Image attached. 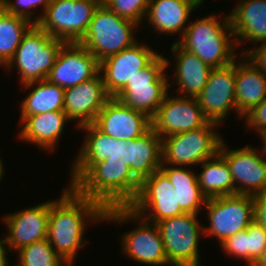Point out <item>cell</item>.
Returning <instances> with one entry per match:
<instances>
[{"mask_svg": "<svg viewBox=\"0 0 266 266\" xmlns=\"http://www.w3.org/2000/svg\"><path fill=\"white\" fill-rule=\"evenodd\" d=\"M248 264L251 266L266 249V230L255 220L247 228Z\"/></svg>", "mask_w": 266, "mask_h": 266, "instance_id": "obj_34", "label": "cell"}, {"mask_svg": "<svg viewBox=\"0 0 266 266\" xmlns=\"http://www.w3.org/2000/svg\"><path fill=\"white\" fill-rule=\"evenodd\" d=\"M34 24L0 7V62L3 67L13 58L23 36Z\"/></svg>", "mask_w": 266, "mask_h": 266, "instance_id": "obj_31", "label": "cell"}, {"mask_svg": "<svg viewBox=\"0 0 266 266\" xmlns=\"http://www.w3.org/2000/svg\"><path fill=\"white\" fill-rule=\"evenodd\" d=\"M161 165L160 170L175 188L177 206L185 213L198 215L207 198L202 194L196 172L187 166Z\"/></svg>", "mask_w": 266, "mask_h": 266, "instance_id": "obj_28", "label": "cell"}, {"mask_svg": "<svg viewBox=\"0 0 266 266\" xmlns=\"http://www.w3.org/2000/svg\"><path fill=\"white\" fill-rule=\"evenodd\" d=\"M106 220L119 224L127 223L128 221L139 223L138 228H134L120 236L122 240L121 251L128 258L138 263L152 266L169 264L157 224L146 221L129 207L105 209L104 221L106 222Z\"/></svg>", "mask_w": 266, "mask_h": 266, "instance_id": "obj_4", "label": "cell"}, {"mask_svg": "<svg viewBox=\"0 0 266 266\" xmlns=\"http://www.w3.org/2000/svg\"><path fill=\"white\" fill-rule=\"evenodd\" d=\"M112 0H96L99 5H108Z\"/></svg>", "mask_w": 266, "mask_h": 266, "instance_id": "obj_45", "label": "cell"}, {"mask_svg": "<svg viewBox=\"0 0 266 266\" xmlns=\"http://www.w3.org/2000/svg\"><path fill=\"white\" fill-rule=\"evenodd\" d=\"M162 164V138L151 128L143 136L127 141V165L142 182L160 169Z\"/></svg>", "mask_w": 266, "mask_h": 266, "instance_id": "obj_26", "label": "cell"}, {"mask_svg": "<svg viewBox=\"0 0 266 266\" xmlns=\"http://www.w3.org/2000/svg\"><path fill=\"white\" fill-rule=\"evenodd\" d=\"M110 98L99 72L95 77L64 90V112L70 121H78L77 129L92 124Z\"/></svg>", "mask_w": 266, "mask_h": 266, "instance_id": "obj_20", "label": "cell"}, {"mask_svg": "<svg viewBox=\"0 0 266 266\" xmlns=\"http://www.w3.org/2000/svg\"><path fill=\"white\" fill-rule=\"evenodd\" d=\"M241 55H244L250 60L260 71L266 75V41L261 42L258 48L250 47V50L243 51Z\"/></svg>", "mask_w": 266, "mask_h": 266, "instance_id": "obj_38", "label": "cell"}, {"mask_svg": "<svg viewBox=\"0 0 266 266\" xmlns=\"http://www.w3.org/2000/svg\"><path fill=\"white\" fill-rule=\"evenodd\" d=\"M235 62L221 68L211 70L208 81L197 96L204 116L209 120L222 124L230 111H236L235 99Z\"/></svg>", "mask_w": 266, "mask_h": 266, "instance_id": "obj_15", "label": "cell"}, {"mask_svg": "<svg viewBox=\"0 0 266 266\" xmlns=\"http://www.w3.org/2000/svg\"><path fill=\"white\" fill-rule=\"evenodd\" d=\"M220 247L224 253L229 256H234L235 258L244 260L248 263V236L247 229L236 233L223 242H221Z\"/></svg>", "mask_w": 266, "mask_h": 266, "instance_id": "obj_35", "label": "cell"}, {"mask_svg": "<svg viewBox=\"0 0 266 266\" xmlns=\"http://www.w3.org/2000/svg\"><path fill=\"white\" fill-rule=\"evenodd\" d=\"M237 47L243 41H266V0H240L229 13Z\"/></svg>", "mask_w": 266, "mask_h": 266, "instance_id": "obj_23", "label": "cell"}, {"mask_svg": "<svg viewBox=\"0 0 266 266\" xmlns=\"http://www.w3.org/2000/svg\"><path fill=\"white\" fill-rule=\"evenodd\" d=\"M7 248L0 240V266H9L7 258Z\"/></svg>", "mask_w": 266, "mask_h": 266, "instance_id": "obj_42", "label": "cell"}, {"mask_svg": "<svg viewBox=\"0 0 266 266\" xmlns=\"http://www.w3.org/2000/svg\"><path fill=\"white\" fill-rule=\"evenodd\" d=\"M192 1L198 8H200V5L203 4L204 0H190Z\"/></svg>", "mask_w": 266, "mask_h": 266, "instance_id": "obj_46", "label": "cell"}, {"mask_svg": "<svg viewBox=\"0 0 266 266\" xmlns=\"http://www.w3.org/2000/svg\"><path fill=\"white\" fill-rule=\"evenodd\" d=\"M0 7L8 14L22 17L31 22V0H0Z\"/></svg>", "mask_w": 266, "mask_h": 266, "instance_id": "obj_37", "label": "cell"}, {"mask_svg": "<svg viewBox=\"0 0 266 266\" xmlns=\"http://www.w3.org/2000/svg\"><path fill=\"white\" fill-rule=\"evenodd\" d=\"M236 59L235 99L237 115L241 119L266 98V75L244 55Z\"/></svg>", "mask_w": 266, "mask_h": 266, "instance_id": "obj_25", "label": "cell"}, {"mask_svg": "<svg viewBox=\"0 0 266 266\" xmlns=\"http://www.w3.org/2000/svg\"><path fill=\"white\" fill-rule=\"evenodd\" d=\"M2 158L0 157V181L3 179L5 168Z\"/></svg>", "mask_w": 266, "mask_h": 266, "instance_id": "obj_44", "label": "cell"}, {"mask_svg": "<svg viewBox=\"0 0 266 266\" xmlns=\"http://www.w3.org/2000/svg\"><path fill=\"white\" fill-rule=\"evenodd\" d=\"M50 201L25 208L3 217L8 234L2 243L8 251H18L22 247L47 239Z\"/></svg>", "mask_w": 266, "mask_h": 266, "instance_id": "obj_18", "label": "cell"}, {"mask_svg": "<svg viewBox=\"0 0 266 266\" xmlns=\"http://www.w3.org/2000/svg\"><path fill=\"white\" fill-rule=\"evenodd\" d=\"M105 161L122 162L127 165V141H119L112 137L111 155Z\"/></svg>", "mask_w": 266, "mask_h": 266, "instance_id": "obj_40", "label": "cell"}, {"mask_svg": "<svg viewBox=\"0 0 266 266\" xmlns=\"http://www.w3.org/2000/svg\"><path fill=\"white\" fill-rule=\"evenodd\" d=\"M246 128L253 129L261 141L266 138V98L243 116Z\"/></svg>", "mask_w": 266, "mask_h": 266, "instance_id": "obj_36", "label": "cell"}, {"mask_svg": "<svg viewBox=\"0 0 266 266\" xmlns=\"http://www.w3.org/2000/svg\"><path fill=\"white\" fill-rule=\"evenodd\" d=\"M100 71L97 58L79 43H65L47 80L64 89L95 77Z\"/></svg>", "mask_w": 266, "mask_h": 266, "instance_id": "obj_17", "label": "cell"}, {"mask_svg": "<svg viewBox=\"0 0 266 266\" xmlns=\"http://www.w3.org/2000/svg\"><path fill=\"white\" fill-rule=\"evenodd\" d=\"M254 220L266 230V190L253 196Z\"/></svg>", "mask_w": 266, "mask_h": 266, "instance_id": "obj_39", "label": "cell"}, {"mask_svg": "<svg viewBox=\"0 0 266 266\" xmlns=\"http://www.w3.org/2000/svg\"><path fill=\"white\" fill-rule=\"evenodd\" d=\"M212 14L190 21L184 35L177 42L183 49L197 55L212 69L221 68L236 60L237 45L229 14L219 20ZM232 37V39H231Z\"/></svg>", "mask_w": 266, "mask_h": 266, "instance_id": "obj_3", "label": "cell"}, {"mask_svg": "<svg viewBox=\"0 0 266 266\" xmlns=\"http://www.w3.org/2000/svg\"><path fill=\"white\" fill-rule=\"evenodd\" d=\"M64 44L65 42L51 37L38 25H33L23 36L5 70L17 68L22 85L46 80Z\"/></svg>", "mask_w": 266, "mask_h": 266, "instance_id": "obj_7", "label": "cell"}, {"mask_svg": "<svg viewBox=\"0 0 266 266\" xmlns=\"http://www.w3.org/2000/svg\"><path fill=\"white\" fill-rule=\"evenodd\" d=\"M104 212L98 202L71 186L63 188L59 199L50 200L47 240L68 265H74L75 256L89 242L83 237L86 224L104 221Z\"/></svg>", "mask_w": 266, "mask_h": 266, "instance_id": "obj_1", "label": "cell"}, {"mask_svg": "<svg viewBox=\"0 0 266 266\" xmlns=\"http://www.w3.org/2000/svg\"><path fill=\"white\" fill-rule=\"evenodd\" d=\"M138 27V24L121 18L106 5H99L79 44L101 62L138 42L133 36Z\"/></svg>", "mask_w": 266, "mask_h": 266, "instance_id": "obj_6", "label": "cell"}, {"mask_svg": "<svg viewBox=\"0 0 266 266\" xmlns=\"http://www.w3.org/2000/svg\"><path fill=\"white\" fill-rule=\"evenodd\" d=\"M22 88L33 89L20 103V116L64 111V88L50 83L47 79L25 83Z\"/></svg>", "mask_w": 266, "mask_h": 266, "instance_id": "obj_29", "label": "cell"}, {"mask_svg": "<svg viewBox=\"0 0 266 266\" xmlns=\"http://www.w3.org/2000/svg\"><path fill=\"white\" fill-rule=\"evenodd\" d=\"M208 121L197 98L172 97L168 93L151 119L152 129L161 138L198 129Z\"/></svg>", "mask_w": 266, "mask_h": 266, "instance_id": "obj_14", "label": "cell"}, {"mask_svg": "<svg viewBox=\"0 0 266 266\" xmlns=\"http://www.w3.org/2000/svg\"><path fill=\"white\" fill-rule=\"evenodd\" d=\"M16 266H70L49 244L47 239L22 247Z\"/></svg>", "mask_w": 266, "mask_h": 266, "instance_id": "obj_32", "label": "cell"}, {"mask_svg": "<svg viewBox=\"0 0 266 266\" xmlns=\"http://www.w3.org/2000/svg\"><path fill=\"white\" fill-rule=\"evenodd\" d=\"M93 124L119 141L137 139L152 128L150 117L124 105L114 97L104 104Z\"/></svg>", "mask_w": 266, "mask_h": 266, "instance_id": "obj_19", "label": "cell"}, {"mask_svg": "<svg viewBox=\"0 0 266 266\" xmlns=\"http://www.w3.org/2000/svg\"><path fill=\"white\" fill-rule=\"evenodd\" d=\"M150 46L136 42L133 46L100 62V73L107 93L114 97L136 71L147 67L159 54Z\"/></svg>", "mask_w": 266, "mask_h": 266, "instance_id": "obj_16", "label": "cell"}, {"mask_svg": "<svg viewBox=\"0 0 266 266\" xmlns=\"http://www.w3.org/2000/svg\"><path fill=\"white\" fill-rule=\"evenodd\" d=\"M141 182L122 162L95 163L72 187L104 209L128 207L137 197Z\"/></svg>", "mask_w": 266, "mask_h": 266, "instance_id": "obj_2", "label": "cell"}, {"mask_svg": "<svg viewBox=\"0 0 266 266\" xmlns=\"http://www.w3.org/2000/svg\"><path fill=\"white\" fill-rule=\"evenodd\" d=\"M170 51L176 58V79L173 84L175 83L180 91L176 92L181 96L185 94L184 97L197 98L205 87L212 68L197 55L183 49L177 42L172 43Z\"/></svg>", "mask_w": 266, "mask_h": 266, "instance_id": "obj_24", "label": "cell"}, {"mask_svg": "<svg viewBox=\"0 0 266 266\" xmlns=\"http://www.w3.org/2000/svg\"><path fill=\"white\" fill-rule=\"evenodd\" d=\"M98 6L96 0H51L37 25L53 38L79 43Z\"/></svg>", "mask_w": 266, "mask_h": 266, "instance_id": "obj_10", "label": "cell"}, {"mask_svg": "<svg viewBox=\"0 0 266 266\" xmlns=\"http://www.w3.org/2000/svg\"><path fill=\"white\" fill-rule=\"evenodd\" d=\"M205 207L210 224L203 226V235L215 237L219 244L247 229L254 221V202L251 195L234 194L209 198Z\"/></svg>", "mask_w": 266, "mask_h": 266, "instance_id": "obj_11", "label": "cell"}, {"mask_svg": "<svg viewBox=\"0 0 266 266\" xmlns=\"http://www.w3.org/2000/svg\"><path fill=\"white\" fill-rule=\"evenodd\" d=\"M257 150L248 144L230 150L224 139L219 153L227 162L234 182V194L254 196L266 190V145ZM260 153H259V152Z\"/></svg>", "mask_w": 266, "mask_h": 266, "instance_id": "obj_12", "label": "cell"}, {"mask_svg": "<svg viewBox=\"0 0 266 266\" xmlns=\"http://www.w3.org/2000/svg\"><path fill=\"white\" fill-rule=\"evenodd\" d=\"M87 131L84 143L73 162L69 186H73L95 163L111 155L112 137L100 131L93 123L79 127Z\"/></svg>", "mask_w": 266, "mask_h": 266, "instance_id": "obj_27", "label": "cell"}, {"mask_svg": "<svg viewBox=\"0 0 266 266\" xmlns=\"http://www.w3.org/2000/svg\"><path fill=\"white\" fill-rule=\"evenodd\" d=\"M169 265L201 266L199 243L204 229L198 215L183 213L156 223Z\"/></svg>", "mask_w": 266, "mask_h": 266, "instance_id": "obj_9", "label": "cell"}, {"mask_svg": "<svg viewBox=\"0 0 266 266\" xmlns=\"http://www.w3.org/2000/svg\"><path fill=\"white\" fill-rule=\"evenodd\" d=\"M195 9L198 7L190 0H151L145 21L148 20L146 23L148 22L159 35L163 33L173 36L180 32L181 39Z\"/></svg>", "mask_w": 266, "mask_h": 266, "instance_id": "obj_22", "label": "cell"}, {"mask_svg": "<svg viewBox=\"0 0 266 266\" xmlns=\"http://www.w3.org/2000/svg\"><path fill=\"white\" fill-rule=\"evenodd\" d=\"M170 63L159 53L147 67L136 71L114 98L152 119L169 92V87L174 86L168 82L166 73Z\"/></svg>", "mask_w": 266, "mask_h": 266, "instance_id": "obj_5", "label": "cell"}, {"mask_svg": "<svg viewBox=\"0 0 266 266\" xmlns=\"http://www.w3.org/2000/svg\"><path fill=\"white\" fill-rule=\"evenodd\" d=\"M220 124L208 121L198 129L162 138V164L195 166L219 152L222 136L217 133Z\"/></svg>", "mask_w": 266, "mask_h": 266, "instance_id": "obj_8", "label": "cell"}, {"mask_svg": "<svg viewBox=\"0 0 266 266\" xmlns=\"http://www.w3.org/2000/svg\"><path fill=\"white\" fill-rule=\"evenodd\" d=\"M151 0H112L108 5L115 14L130 20L138 25L143 22L146 16L148 5Z\"/></svg>", "mask_w": 266, "mask_h": 266, "instance_id": "obj_33", "label": "cell"}, {"mask_svg": "<svg viewBox=\"0 0 266 266\" xmlns=\"http://www.w3.org/2000/svg\"><path fill=\"white\" fill-rule=\"evenodd\" d=\"M51 3V0H31V23H33L34 25H37L39 23V21L41 20L45 10L47 9V7L49 6V4ZM38 5L42 6V15L40 13V15L36 16L35 18H33V10L36 7H39ZM33 18V19H32ZM33 20V21H32Z\"/></svg>", "mask_w": 266, "mask_h": 266, "instance_id": "obj_41", "label": "cell"}, {"mask_svg": "<svg viewBox=\"0 0 266 266\" xmlns=\"http://www.w3.org/2000/svg\"><path fill=\"white\" fill-rule=\"evenodd\" d=\"M19 131L22 141L32 143L41 149L54 151L64 131L65 123L70 121L64 111H50L31 116H20Z\"/></svg>", "mask_w": 266, "mask_h": 266, "instance_id": "obj_21", "label": "cell"}, {"mask_svg": "<svg viewBox=\"0 0 266 266\" xmlns=\"http://www.w3.org/2000/svg\"><path fill=\"white\" fill-rule=\"evenodd\" d=\"M262 141H263V142L265 143V145H266V138H264Z\"/></svg>", "mask_w": 266, "mask_h": 266, "instance_id": "obj_47", "label": "cell"}, {"mask_svg": "<svg viewBox=\"0 0 266 266\" xmlns=\"http://www.w3.org/2000/svg\"><path fill=\"white\" fill-rule=\"evenodd\" d=\"M200 165L202 171L197 174V181L207 199L234 195V182L229 166L219 152Z\"/></svg>", "mask_w": 266, "mask_h": 266, "instance_id": "obj_30", "label": "cell"}, {"mask_svg": "<svg viewBox=\"0 0 266 266\" xmlns=\"http://www.w3.org/2000/svg\"><path fill=\"white\" fill-rule=\"evenodd\" d=\"M251 266H266V249L260 254L257 260H255Z\"/></svg>", "mask_w": 266, "mask_h": 266, "instance_id": "obj_43", "label": "cell"}, {"mask_svg": "<svg viewBox=\"0 0 266 266\" xmlns=\"http://www.w3.org/2000/svg\"><path fill=\"white\" fill-rule=\"evenodd\" d=\"M174 191L170 180L159 169L141 182L136 199L128 207L146 221L156 224L185 213L177 206Z\"/></svg>", "mask_w": 266, "mask_h": 266, "instance_id": "obj_13", "label": "cell"}]
</instances>
